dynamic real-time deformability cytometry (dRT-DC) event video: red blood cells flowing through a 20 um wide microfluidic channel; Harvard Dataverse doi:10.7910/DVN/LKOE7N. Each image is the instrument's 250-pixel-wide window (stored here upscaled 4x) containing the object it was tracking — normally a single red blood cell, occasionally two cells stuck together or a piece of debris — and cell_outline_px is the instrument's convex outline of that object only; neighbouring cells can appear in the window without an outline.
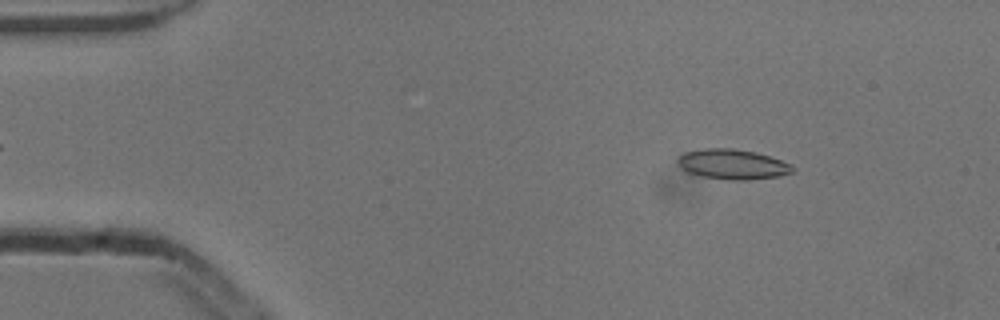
{"species": "common noctule bat (a hibernating species)", "species_latin": "Nyctalus noctula", "temperature_condition": "cold", "stored_images_in_passage": 53, "camera_frame_rate_fps": 3000, "um_per_image_px": 0.085, "animal": {"sex": "male", "body_mass_g": 13.3}, "frame": {"image": 1, "passage_image": 7, "time_ms": 2.0, "image_size_px": [1000, 320], "cell_outline_px": [[792, 172], [780, 176], [744, 180], [728, 180], [704, 176], [688, 172], [680, 168], [676, 160], [684, 152], [704, 148], [732, 148], [756, 152], [792, 164]], "centroid_in_image_um": [62.24, 13.95], "position_along_channel_um": 22.8, "area_um2": 20.0}}
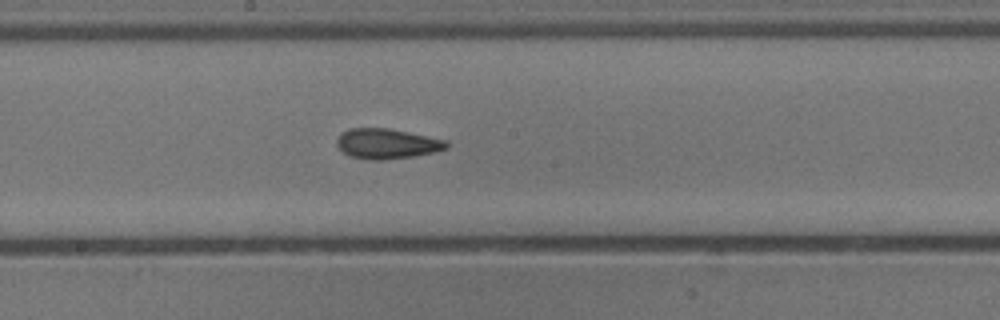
{"frame": {"image": 2, "passage_image": 28, "time_ms": 9.0, "image_size_px": [1000, 320], "cell_outline_px": [[448, 148], [436, 152], [416, 156], [384, 160], [368, 160], [348, 156], [336, 144], [336, 140], [348, 128], [388, 128], [448, 140]], "centroid_in_image_um": [32.92, 12.23], "position_along_channel_um": 215.3, "area_um2": 19.42}}
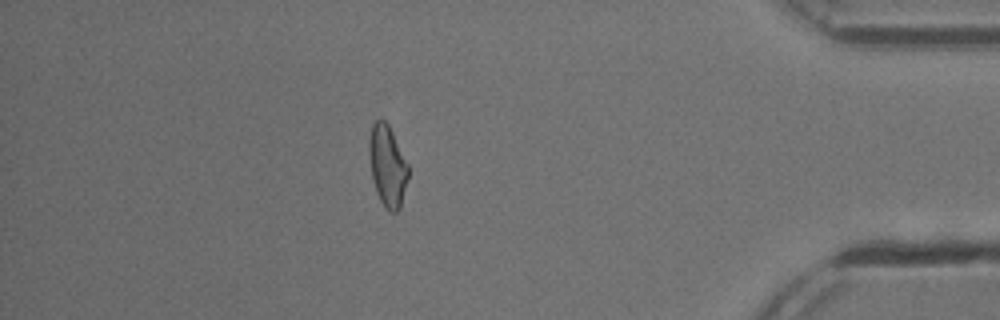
{"frame": {"image": 3, "passage_image": 46, "time_ms": 15.0, "image_size_px": [1000, 320], "cell_outline_px": [[408, 176], [400, 208], [396, 212], [392, 212], [380, 200], [376, 192], [372, 176], [368, 148], [368, 140], [372, 124], [376, 120], [384, 120], [388, 124], [408, 164]], "centroid_in_image_um": [32.92, 14.07], "position_along_channel_um": 402.3, "area_um2": 18.21}, "authors_computed_cell_mechanics": {"area_um2": 18.9006, "velocity_mm_per_s": 3.8618, "shape_relaxation_time_tau1_ms": 5.4572, "shape_relaxation_time_tau2_ms": 3.279, "deformation_change_tau1": 0.1581, "deformation_change_tau2": 0.1217}}